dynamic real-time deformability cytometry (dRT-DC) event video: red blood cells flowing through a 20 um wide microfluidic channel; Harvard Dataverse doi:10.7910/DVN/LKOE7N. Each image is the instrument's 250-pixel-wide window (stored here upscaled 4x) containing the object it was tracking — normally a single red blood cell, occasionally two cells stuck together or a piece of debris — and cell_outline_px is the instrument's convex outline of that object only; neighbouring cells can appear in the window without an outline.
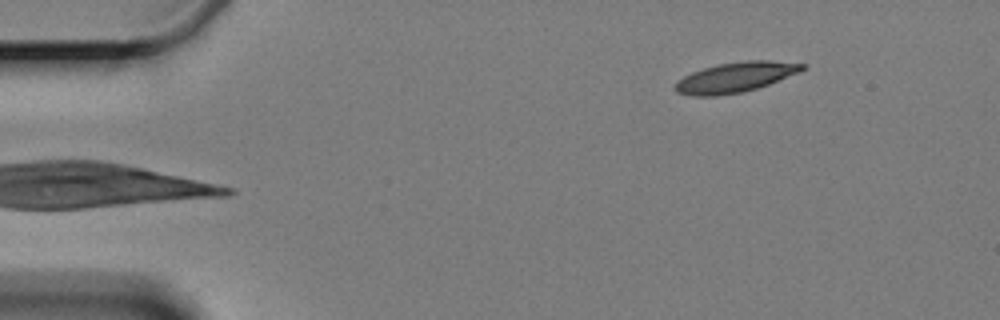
{"species": "Egyptian fruit bat (a non-hibernating species)", "species_latin": "Rousettus aegyptiacus", "temperature_condition": "cold", "stored_images_in_passage": 3, "camera_frame_rate_fps": 3000, "um_per_image_px": 0.085, "animal": {"sex": "female"}, "frame": {"image": 1, "passage_image": 3, "time_ms": 3.333, "image_size_px": [1000, 320], "cell_outline_px": [[808, 68], [800, 72], [768, 84], [744, 92], [716, 96], [692, 96], [676, 92], [672, 88], [676, 80], [692, 72], [704, 68], [720, 64], [744, 60], [772, 60], [808, 64]], "centroid_in_image_um": [62.51, 6.56], "position_along_channel_um": 22.5, "area_um2": 22.54}}